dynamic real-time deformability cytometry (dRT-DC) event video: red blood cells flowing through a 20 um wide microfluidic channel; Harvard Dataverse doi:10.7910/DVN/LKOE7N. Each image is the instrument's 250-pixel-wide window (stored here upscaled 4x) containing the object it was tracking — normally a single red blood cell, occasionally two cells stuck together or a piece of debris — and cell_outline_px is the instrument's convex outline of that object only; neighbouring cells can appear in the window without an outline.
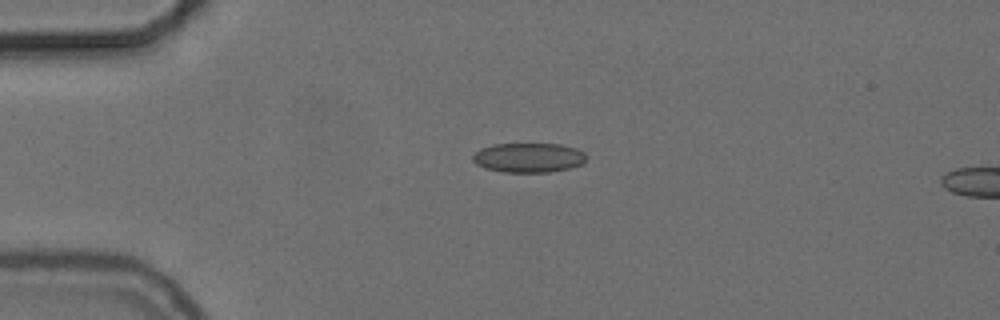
{"species": "common noctule bat (a hibernating species)", "species_latin": "Nyctalus noctula", "temperature_condition": "cold", "stored_images_in_passage": 4, "camera_frame_rate_fps": 3000, "um_per_image_px": 0.085, "animal": {"sex": "female", "body_mass_g": 24.6, "forearm_length_mm": 56.2}, "frame": {"image": 1, "passage_image": 1, "time_ms": 0.0, "image_size_px": [1000, 320], "cell_outline_px": [[588, 156], [584, 164], [572, 168], [548, 172], [504, 172], [484, 168], [476, 164], [472, 160], [472, 156], [480, 148], [492, 144], [560, 144], [576, 148], [584, 152]], "centroid_in_image_um": [44.96, 13.4], "position_along_channel_um": 40.0, "area_um2": 19.83}}